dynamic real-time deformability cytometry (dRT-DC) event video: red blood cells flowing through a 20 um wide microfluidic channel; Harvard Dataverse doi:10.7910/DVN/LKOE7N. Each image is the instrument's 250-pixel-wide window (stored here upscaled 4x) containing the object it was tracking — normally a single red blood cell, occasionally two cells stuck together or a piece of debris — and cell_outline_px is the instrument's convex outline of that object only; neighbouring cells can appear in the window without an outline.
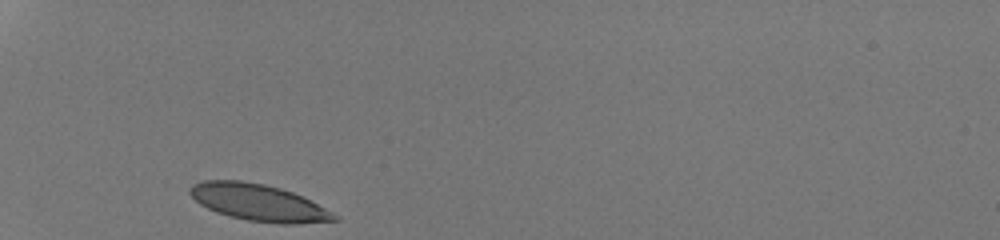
{"species": "human", "species_latin": "Homo sapiens", "temperature_condition": "room temperature", "stored_images_in_passage": 27, "camera_frame_rate_fps": 3000, "um_per_image_px": 0.085, "donor": {"sex": "male"}, "frame": {"image": 1, "passage_image": 1, "time_ms": 0.0, "image_size_px": [1000, 240], "cell_outline_px": [[340, 220], [296, 224], [280, 224], [248, 220], [216, 212], [200, 204], [188, 192], [188, 188], [192, 184], [204, 180], [240, 180], [264, 184], [280, 188], [292, 192], [340, 216]], "centroid_in_image_um": [21.96, 17.21], "position_along_channel_um": 63.0, "area_um2": 30.69}}
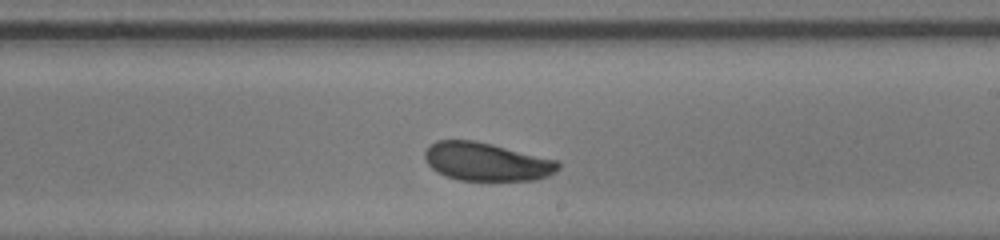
{"frame": {"image": 2, "passage_image": 16, "time_ms": 5.0, "image_size_px": [1000, 240], "cell_outline_px": [[560, 168], [556, 172], [548, 176], [532, 180], [460, 180], [444, 176], [436, 172], [424, 160], [424, 152], [428, 144], [436, 140], [476, 140], [560, 160]], "centroid_in_image_um": [41.35, 13.73], "position_along_channel_um": 247.7, "area_um2": 30.23}}
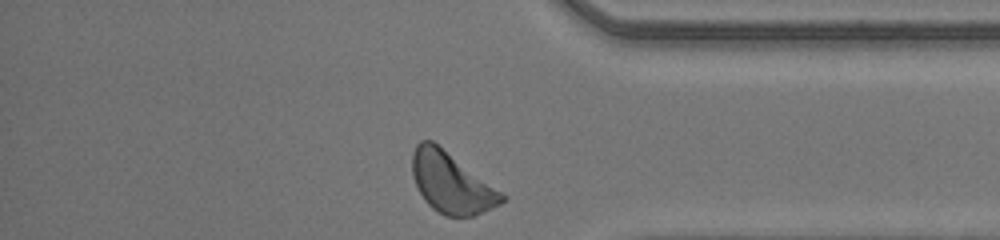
{"frame": {"image": 3, "passage_image": 27, "time_ms": 8.667, "image_size_px": [1000, 240], "cell_outline_px": [[508, 196], [500, 204], [492, 208], [472, 216], [444, 216], [432, 208], [424, 200], [412, 176], [412, 152], [416, 144], [420, 140], [432, 140]], "centroid_in_image_um": [38.35, 15.53], "position_along_channel_um": 396.8, "area_um2": 31.5}, "authors_computed_cell_mechanics": {"area_um2": 30.6918, "velocity_mm_per_s": 4.1917, "shape_relaxation_time_tau1_ms": 2.4008, "shape_relaxation_time_tau2_ms": null, "deformation_change_tau1": 0.0829, "deformation_change_tau2": null}}